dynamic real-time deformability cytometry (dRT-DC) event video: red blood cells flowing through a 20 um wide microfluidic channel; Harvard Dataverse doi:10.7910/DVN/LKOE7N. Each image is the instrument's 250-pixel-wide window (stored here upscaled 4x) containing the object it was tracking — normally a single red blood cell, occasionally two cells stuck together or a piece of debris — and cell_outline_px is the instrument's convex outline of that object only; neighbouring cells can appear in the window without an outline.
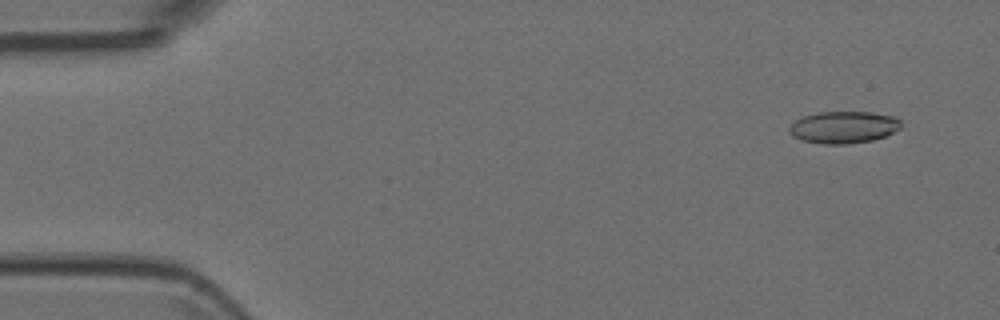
{"species": "Egyptian fruit bat (a non-hibernating species)", "species_latin": "Rousettus aegyptiacus", "temperature_condition": "room temperature", "stored_images_in_passage": 4, "camera_frame_rate_fps": 3000, "um_per_image_px": 0.085, "animal": {"sex": "female"}, "frame": {"image": 1, "passage_image": 1, "time_ms": 0.0, "image_size_px": [1000, 320], "cell_outline_px": [[900, 128], [884, 136], [872, 140], [848, 144], [820, 144], [800, 140], [792, 136], [788, 132], [788, 128], [796, 120], [804, 116], [820, 112], [872, 112], [896, 116], [900, 120]], "centroid_in_image_um": [71.68, 10.82], "position_along_channel_um": 13.3, "area_um2": 20.92}}
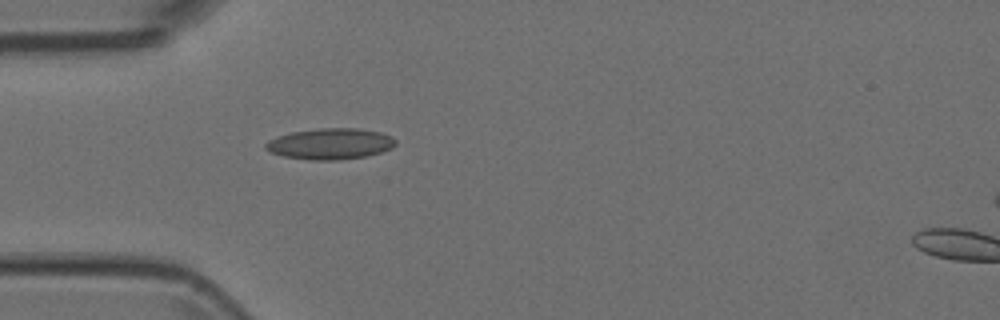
{"frame": {"image": 2, "passage_image": 4, "time_ms": 1.0, "image_size_px": [1000, 320], "cell_outline_px": [[396, 144], [392, 148], [380, 152], [364, 156], [340, 160], [312, 160], [284, 156], [268, 152], [264, 148], [264, 144], [268, 140], [276, 136], [292, 132], [316, 128], [356, 128], [380, 132], [392, 136], [396, 140]], "centroid_in_image_um": [28.04, 12.22], "position_along_channel_um": 57.0, "area_um2": 23.64}}